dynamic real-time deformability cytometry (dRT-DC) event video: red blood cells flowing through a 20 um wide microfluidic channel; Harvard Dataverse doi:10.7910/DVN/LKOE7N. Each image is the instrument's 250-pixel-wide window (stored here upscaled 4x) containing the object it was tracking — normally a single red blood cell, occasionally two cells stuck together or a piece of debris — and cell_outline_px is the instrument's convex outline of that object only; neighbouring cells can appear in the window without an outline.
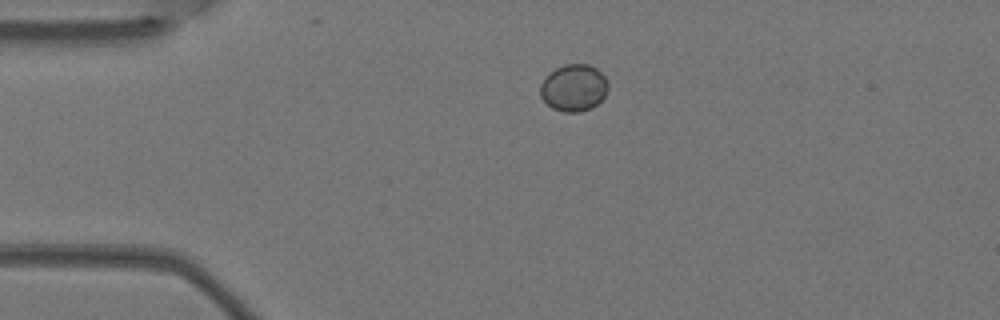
{"species": "Egyptian fruit bat (a non-hibernating species)", "species_latin": "Rousettus aegyptiacus", "temperature_condition": "warm", "stored_images_in_passage": 4, "camera_frame_rate_fps": 3000, "um_per_image_px": 0.085, "animal": {"sex": "female"}, "frame": {"image": 1, "passage_image": 4, "time_ms": 1.0, "image_size_px": [1000, 320], "cell_outline_px": [[608, 88], [604, 96], [592, 108], [580, 112], [564, 112], [552, 108], [540, 96], [540, 84], [548, 72], [564, 64], [588, 64], [596, 68], [608, 80]], "centroid_in_image_um": [48.76, 7.45], "position_along_channel_um": 36.2, "area_um2": 18.67}}